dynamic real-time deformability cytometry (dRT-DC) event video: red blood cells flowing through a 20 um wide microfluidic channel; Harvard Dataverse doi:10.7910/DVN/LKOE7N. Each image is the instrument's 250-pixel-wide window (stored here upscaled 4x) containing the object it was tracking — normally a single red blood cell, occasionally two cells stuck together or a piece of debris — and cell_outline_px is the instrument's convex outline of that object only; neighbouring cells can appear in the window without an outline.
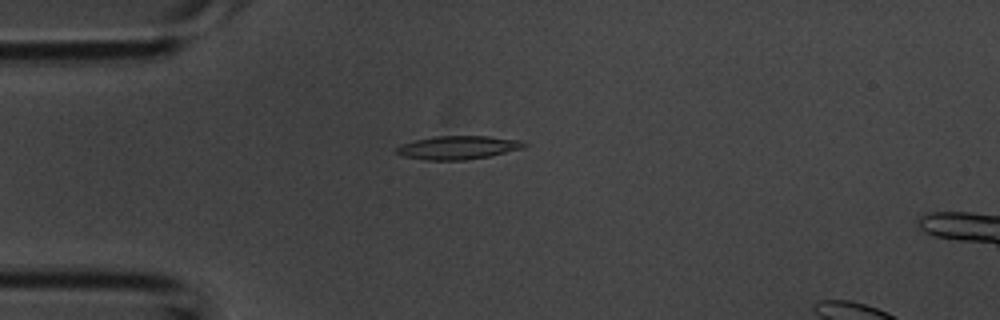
{"species": "common noctule bat (a hibernating species)", "species_latin": "Nyctalus noctula", "temperature_condition": "room temperature", "stored_images_in_passage": 23, "camera_frame_rate_fps": 3000, "um_per_image_px": 0.085, "animal": {"sex": "male", "body_mass_g": 20.1, "forearm_length_mm": 53.5}, "frame": {"image": 1, "passage_image": 10, "time_ms": 3.0, "image_size_px": [1000, 320], "cell_outline_px": [[528, 144], [524, 148], [488, 156], [464, 160], [424, 160], [404, 156], [396, 152], [396, 148], [404, 144], [416, 140], [436, 136], [488, 136], [524, 140]], "centroid_in_image_um": [39.0, 12.54], "position_along_channel_um": 46.0, "area_um2": 17.34}}
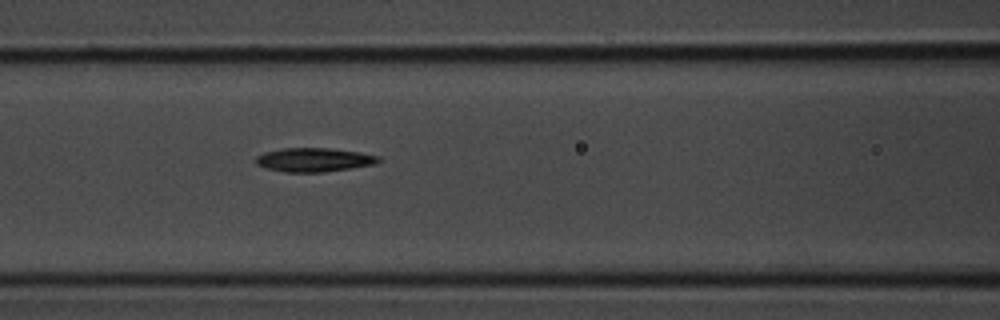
{"frame": {"image": 2, "passage_image": 17, "time_ms": 5.333, "image_size_px": [1000, 320], "cell_outline_px": [[380, 160], [372, 164], [324, 172], [284, 172], [268, 168], [256, 164], [256, 156], [264, 152], [284, 148], [328, 148], [360, 152], [380, 156]], "centroid_in_image_um": [26.66, 13.57], "position_along_channel_um": 139.9, "area_um2": 16.82}}
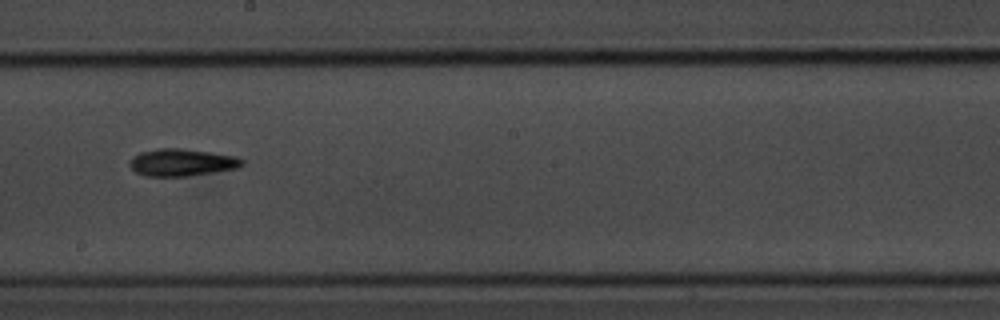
{"frame": {"image": 3, "passage_image": 23, "time_ms": 7.333, "image_size_px": [1000, 320], "cell_outline_px": [[244, 164], [240, 168], [188, 176], [144, 176], [136, 172], [128, 164], [132, 156], [140, 152], [156, 148], [180, 148], [236, 156], [244, 160]], "centroid_in_image_um": [15.45, 13.8], "position_along_channel_um": 232.8, "area_um2": 17.98}}